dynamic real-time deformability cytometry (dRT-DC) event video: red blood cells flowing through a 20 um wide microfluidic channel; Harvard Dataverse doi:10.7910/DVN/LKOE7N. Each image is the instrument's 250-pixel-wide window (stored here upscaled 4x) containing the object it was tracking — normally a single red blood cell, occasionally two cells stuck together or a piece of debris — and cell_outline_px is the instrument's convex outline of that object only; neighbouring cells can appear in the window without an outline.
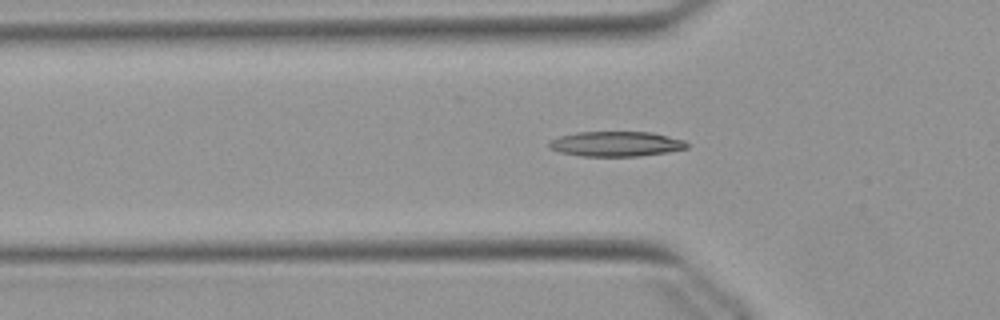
{"species": "Egyptian fruit bat (a non-hibernating species)", "species_latin": "Rousettus aegyptiacus", "temperature_condition": "warm", "stored_images_in_passage": 43, "camera_frame_rate_fps": 3000, "um_per_image_px": 0.085, "animal": {"sex": "female"}, "frame": {"image": 1, "passage_image": 17, "time_ms": 5.333, "image_size_px": [1000, 320], "cell_outline_px": [[688, 148], [668, 152], [640, 156], [580, 156], [560, 152], [548, 148], [548, 144], [552, 140], [560, 136], [576, 132], [652, 132], [684, 140], [688, 144]], "centroid_in_image_um": [52.37, 12.23], "position_along_channel_um": 73.4, "area_um2": 20.11}}
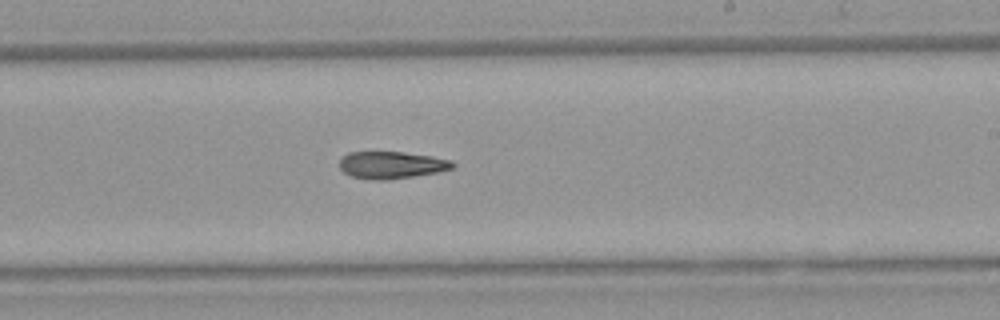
{"frame": {"image": 2, "passage_image": 31, "time_ms": 10.0, "image_size_px": [1000, 320], "cell_outline_px": [[456, 164], [452, 168], [436, 172], [388, 180], [372, 180], [352, 176], [344, 172], [340, 168], [340, 160], [348, 152], [404, 152], [432, 156], [452, 160]], "centroid_in_image_um": [33.28, 14.02], "position_along_channel_um": 255.7, "area_um2": 17.8}}
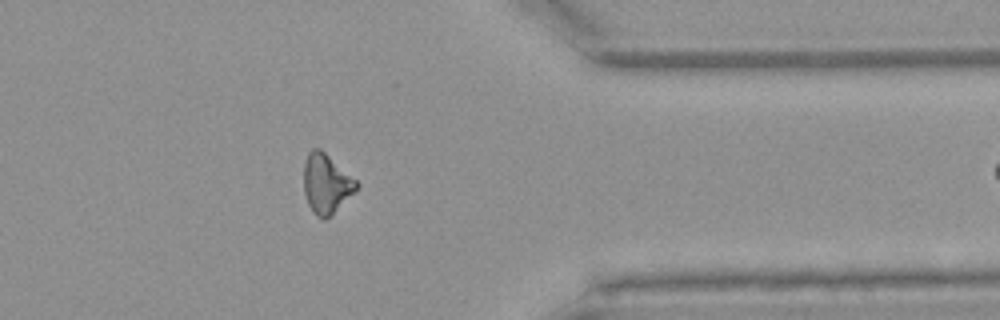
{"frame": {"image": 3, "passage_image": 42, "time_ms": 13.667, "image_size_px": [1000, 320], "cell_outline_px": [[360, 184], [332, 216], [324, 220], [320, 220], [312, 212], [308, 204], [304, 192], [304, 164], [308, 152], [312, 148], [320, 148], [356, 180]], "centroid_in_image_um": [27.71, 15.64], "position_along_channel_um": 383.7, "area_um2": 18.26}}